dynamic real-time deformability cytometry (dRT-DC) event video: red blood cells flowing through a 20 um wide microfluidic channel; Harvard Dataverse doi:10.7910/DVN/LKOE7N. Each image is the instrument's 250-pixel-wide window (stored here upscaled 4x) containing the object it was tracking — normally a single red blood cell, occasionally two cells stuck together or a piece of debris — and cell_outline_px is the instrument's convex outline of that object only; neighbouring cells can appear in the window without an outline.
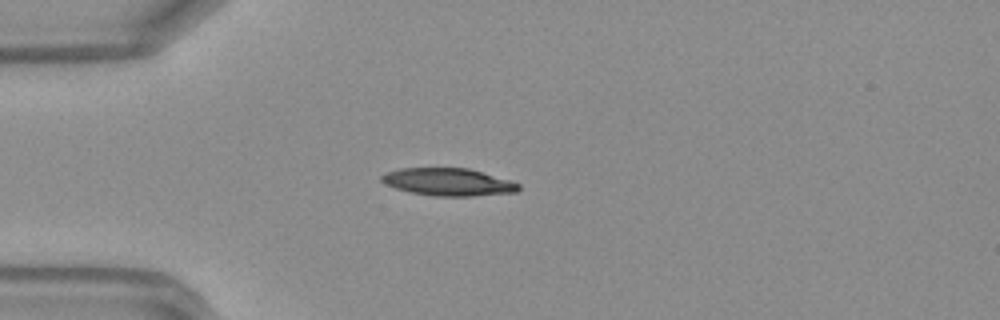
{"species": "Egyptian fruit bat (a non-hibernating species)", "species_latin": "Rousettus aegyptiacus", "temperature_condition": "warm", "stored_images_in_passage": 36, "camera_frame_rate_fps": 3000, "um_per_image_px": 0.085, "frame": {"image": 1, "passage_image": 1, "time_ms": 0.0, "image_size_px": [1000, 320], "cell_outline_px": [[520, 188], [516, 192], [472, 196], [436, 196], [412, 192], [396, 188], [384, 184], [380, 180], [380, 176], [384, 172], [400, 168], [468, 168], [512, 180], [520, 184]], "centroid_in_image_um": [38.1, 15.46], "position_along_channel_um": 46.9, "area_um2": 22.08}}
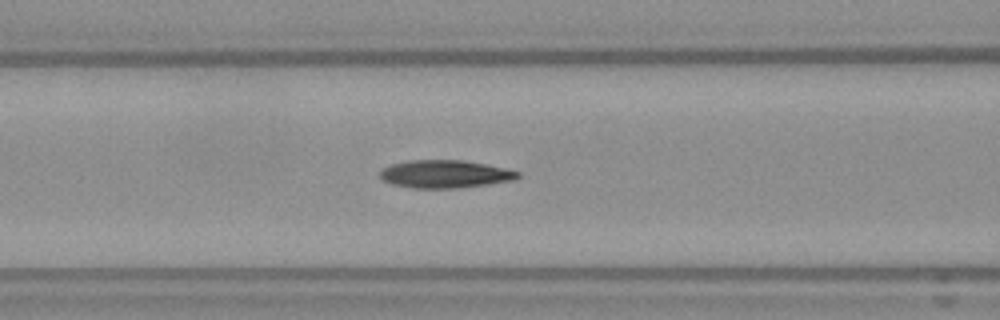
{"frame": {"image": 2, "passage_image": 8, "time_ms": 2.333, "image_size_px": [1000, 320], "cell_outline_px": [[520, 176], [516, 180], [460, 188], [412, 188], [392, 184], [384, 180], [380, 176], [380, 172], [384, 168], [392, 164], [408, 160], [464, 160], [504, 168], [520, 172]], "centroid_in_image_um": [37.85, 14.8], "position_along_channel_um": 128.8, "area_um2": 22.31}}
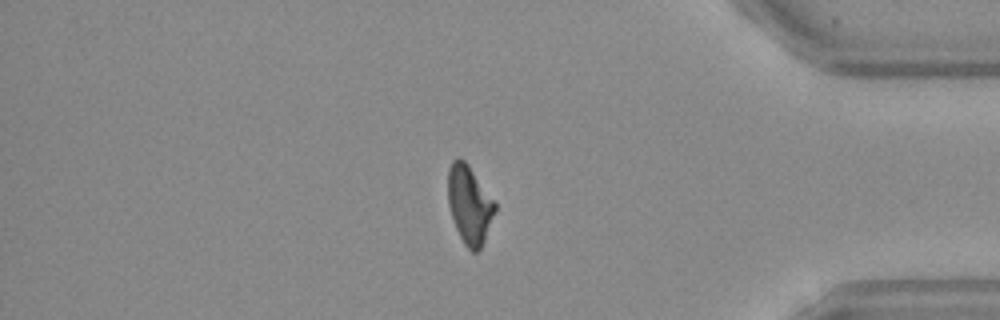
{"frame": {"image": 3, "passage_image": 29, "time_ms": 9.333, "image_size_px": [1000, 320], "cell_outline_px": [[496, 212], [484, 240], [480, 248], [476, 252], [472, 252], [464, 244], [456, 228], [448, 204], [448, 168], [452, 160], [456, 156], [460, 156], [468, 164], [496, 200]], "centroid_in_image_um": [39.92, 17.34], "position_along_channel_um": 395.3, "area_um2": 21.73}, "authors_computed_cell_mechanics": {"area_um2": 22.1663, "velocity_mm_per_s": 4.2064, "shape_relaxation_time_tau1_ms": 5.6633, "shape_relaxation_time_tau2_ms": 5.6775, "deformation_change_tau1": 0.1995, "deformation_change_tau2": 0.1549}}